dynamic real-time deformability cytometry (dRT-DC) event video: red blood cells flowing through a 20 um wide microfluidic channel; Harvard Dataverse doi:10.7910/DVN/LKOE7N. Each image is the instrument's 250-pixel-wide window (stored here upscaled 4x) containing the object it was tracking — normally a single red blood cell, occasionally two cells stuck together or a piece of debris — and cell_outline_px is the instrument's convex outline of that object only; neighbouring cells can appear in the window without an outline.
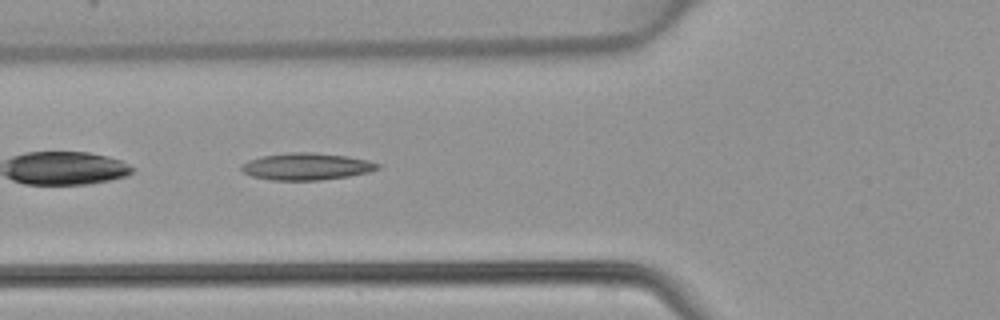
{"species": "common noctule bat (a hibernating species)", "species_latin": "Nyctalus noctula", "temperature_condition": "warm", "stored_images_in_passage": 32, "camera_frame_rate_fps": 3000, "um_per_image_px": 0.085, "animal": {"sex": "female", "body_mass_g": 22.7, "forearm_length_mm": 54.2}, "frame": {"image": 1, "passage_image": 5, "time_ms": 1.333, "image_size_px": [1000, 320], "cell_outline_px": [[380, 168], [368, 172], [348, 176], [320, 180], [272, 180], [252, 176], [244, 172], [240, 168], [240, 164], [248, 160], [260, 156], [292, 152], [312, 152], [348, 156], [368, 160], [380, 164]], "centroid_in_image_um": [26.03, 14.14], "position_along_channel_um": 99.8, "area_um2": 21.44}}
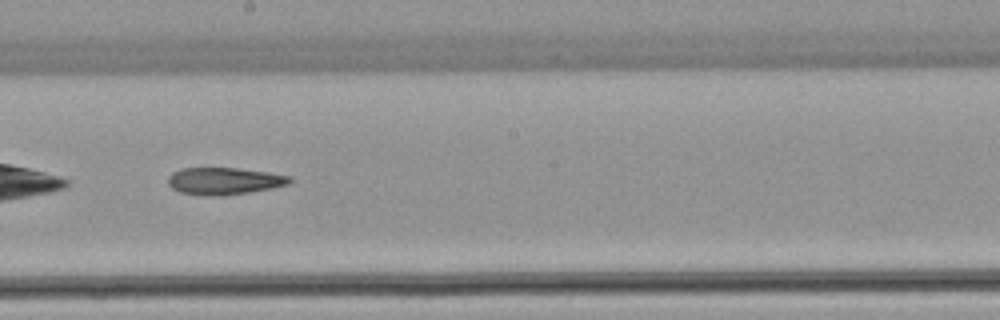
{"frame": {"image": 2, "passage_image": 14, "time_ms": 4.333, "image_size_px": [1000, 320], "cell_outline_px": [[292, 180], [288, 184], [272, 188], [248, 192], [220, 196], [208, 196], [180, 192], [172, 188], [168, 184], [168, 176], [172, 172], [180, 168], [236, 168], [268, 172], [288, 176]], "centroid_in_image_um": [19.01, 15.38], "position_along_channel_um": 229.2, "area_um2": 19.13}}
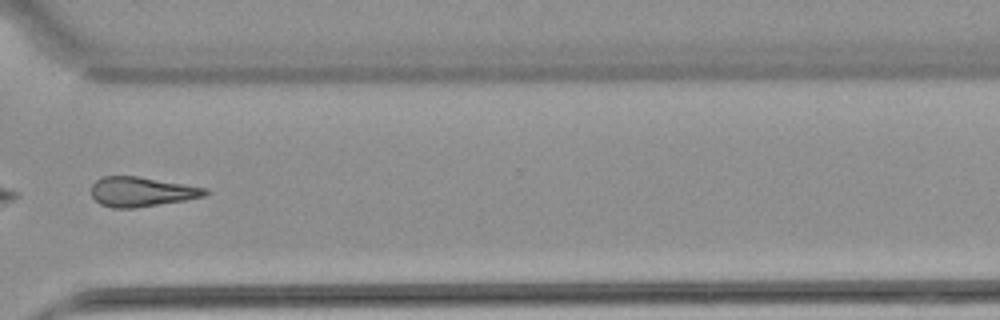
{"frame": {"image": 3, "passage_image": 23, "time_ms": 7.333, "image_size_px": [1000, 320], "cell_outline_px": [[208, 192], [204, 196], [184, 200], [136, 208], [112, 208], [100, 204], [92, 196], [92, 184], [96, 180], [104, 176], [140, 176], [208, 188]], "centroid_in_image_um": [12.03, 16.29], "position_along_channel_um": 358.6, "area_um2": 19.71}}